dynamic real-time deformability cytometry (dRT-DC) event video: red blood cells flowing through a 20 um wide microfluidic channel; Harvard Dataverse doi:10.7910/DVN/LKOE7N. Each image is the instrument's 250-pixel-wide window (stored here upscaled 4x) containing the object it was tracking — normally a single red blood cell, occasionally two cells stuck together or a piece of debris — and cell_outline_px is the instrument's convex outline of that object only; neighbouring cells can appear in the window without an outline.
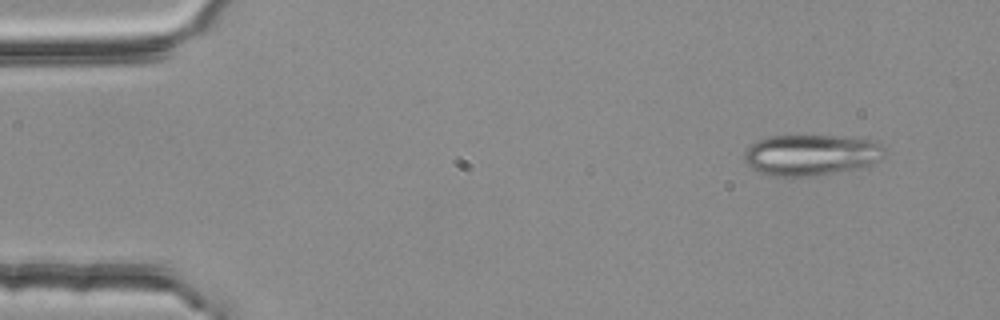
{"species": "common noctule bat (a hibernating species)", "species_latin": "Nyctalus noctula", "temperature_condition": "room temperature", "stored_images_in_passage": 4, "camera_frame_rate_fps": 3000, "um_per_image_px": 0.085, "animal": {"sex": "female", "body_mass_g": 25.1}, "frame": {"image": 1, "passage_image": 2, "time_ms": 0.333, "image_size_px": [1000, 320], "cell_outline_px": [[884, 156], [880, 160], [872, 164], [832, 172], [808, 176], [776, 176], [760, 172], [752, 168], [744, 160], [744, 152], [756, 140], [772, 136], [796, 132], [860, 136], [876, 140], [884, 148]], "centroid_in_image_um": [68.97, 13.07], "position_along_channel_um": 16.0, "area_um2": 34.68}}